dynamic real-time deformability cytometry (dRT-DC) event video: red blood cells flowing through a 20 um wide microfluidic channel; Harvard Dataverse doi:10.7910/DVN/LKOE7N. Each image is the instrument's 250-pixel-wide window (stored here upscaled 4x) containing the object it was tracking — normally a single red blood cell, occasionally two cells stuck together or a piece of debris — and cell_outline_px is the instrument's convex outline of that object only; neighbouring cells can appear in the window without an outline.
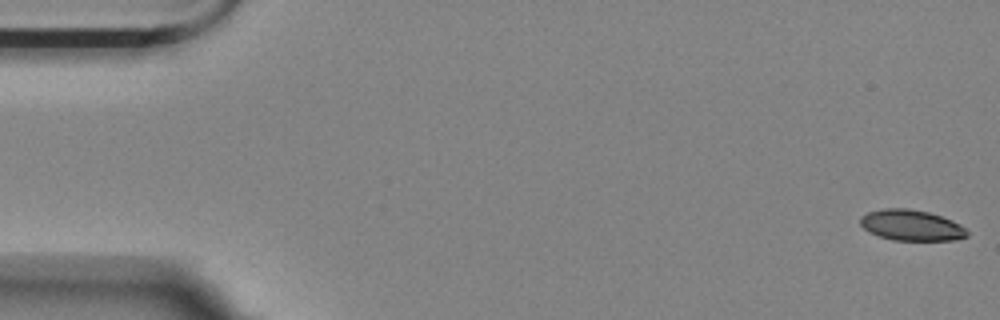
{"species": "Egyptian fruit bat (a non-hibernating species)", "species_latin": "Rousettus aegyptiacus", "temperature_condition": "room temperature", "stored_images_in_passage": 57, "camera_frame_rate_fps": 3000, "um_per_image_px": 0.085, "animal": {"sex": "female"}, "frame": {"image": 1, "passage_image": 1, "time_ms": 0.0, "image_size_px": [1000, 320], "cell_outline_px": [[964, 236], [948, 240], [900, 240], [880, 236], [864, 228], [860, 220], [864, 216], [872, 212], [924, 212], [940, 216], [956, 224], [964, 232]], "centroid_in_image_um": [77.46, 19.22], "position_along_channel_um": 7.5, "area_um2": 16.76}}
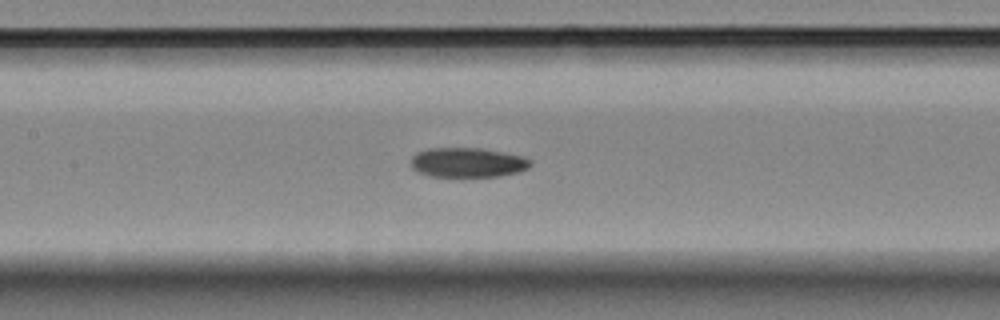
{"frame": {"image": 2, "passage_image": 26, "time_ms": 8.333, "image_size_px": [1000, 320], "cell_outline_px": [[528, 164], [524, 168], [508, 172], [488, 176], [444, 176], [428, 172], [416, 168], [416, 156], [424, 152], [492, 152], [516, 156], [528, 160]], "centroid_in_image_um": [39.85, 13.89], "position_along_channel_um": 167.6, "area_um2": 16.42}}
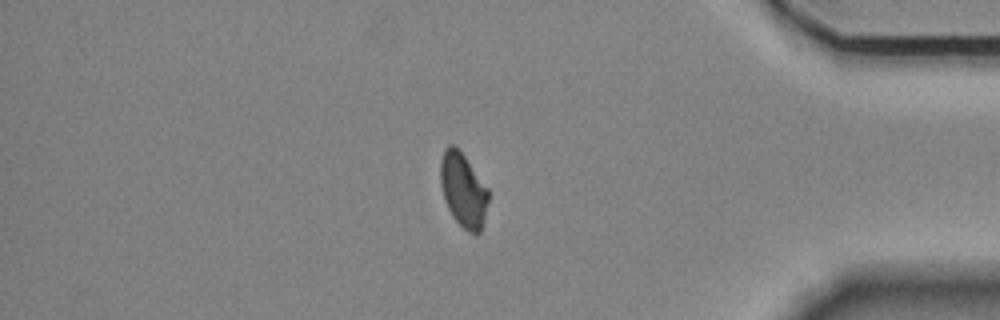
{"frame": {"image": 3, "passage_image": 48, "time_ms": 15.667, "image_size_px": [1000, 320], "cell_outline_px": [[488, 200], [480, 232], [472, 232], [464, 228], [460, 224], [452, 212], [444, 196], [440, 172], [440, 168], [444, 152], [448, 148], [456, 148], [460, 152], [488, 192]], "centroid_in_image_um": [39.38, 16.2], "position_along_channel_um": 395.8, "area_um2": 18.79}}